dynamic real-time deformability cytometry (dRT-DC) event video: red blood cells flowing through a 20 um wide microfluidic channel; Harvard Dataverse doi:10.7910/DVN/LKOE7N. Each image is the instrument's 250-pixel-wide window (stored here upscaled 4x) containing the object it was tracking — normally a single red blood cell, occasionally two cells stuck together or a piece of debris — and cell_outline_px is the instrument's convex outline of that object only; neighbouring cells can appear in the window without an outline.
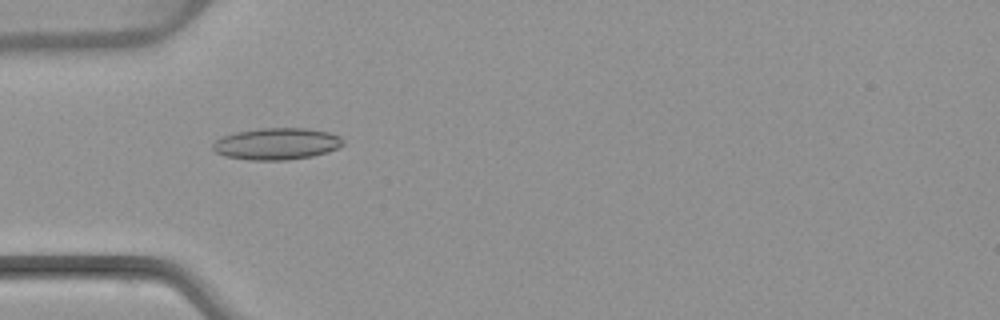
{"species": "common noctule bat (a hibernating species)", "species_latin": "Nyctalus noctula", "temperature_condition": "warm", "stored_images_in_passage": 2, "camera_frame_rate_fps": 3000, "um_per_image_px": 0.085, "animal": {"sex": "female", "body_mass_g": 22.7, "forearm_length_mm": 54.2}, "frame": {"image": 1, "passage_image": 1, "time_ms": 0.0, "image_size_px": [1000, 320], "cell_outline_px": [[344, 144], [328, 152], [312, 156], [288, 160], [252, 160], [224, 156], [216, 152], [212, 148], [212, 144], [216, 140], [224, 136], [236, 132], [260, 128], [308, 128], [328, 132], [340, 136], [344, 140]], "centroid_in_image_um": [23.53, 12.22], "position_along_channel_um": 61.5, "area_um2": 24.1}}
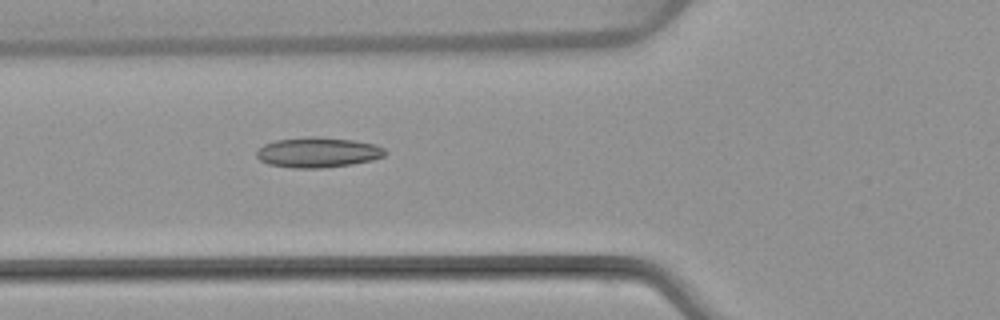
{"frame": {"image": 2, "passage_image": 2, "time_ms": 1.0, "image_size_px": [1000, 320], "cell_outline_px": [[388, 152], [384, 156], [372, 160], [352, 164], [320, 168], [292, 168], [268, 164], [260, 160], [256, 156], [256, 152], [264, 144], [276, 140], [308, 136], [316, 136], [356, 140], [376, 144], [384, 148]], "centroid_in_image_um": [27.04, 12.94], "position_along_channel_um": 98.8, "area_um2": 22.83}}